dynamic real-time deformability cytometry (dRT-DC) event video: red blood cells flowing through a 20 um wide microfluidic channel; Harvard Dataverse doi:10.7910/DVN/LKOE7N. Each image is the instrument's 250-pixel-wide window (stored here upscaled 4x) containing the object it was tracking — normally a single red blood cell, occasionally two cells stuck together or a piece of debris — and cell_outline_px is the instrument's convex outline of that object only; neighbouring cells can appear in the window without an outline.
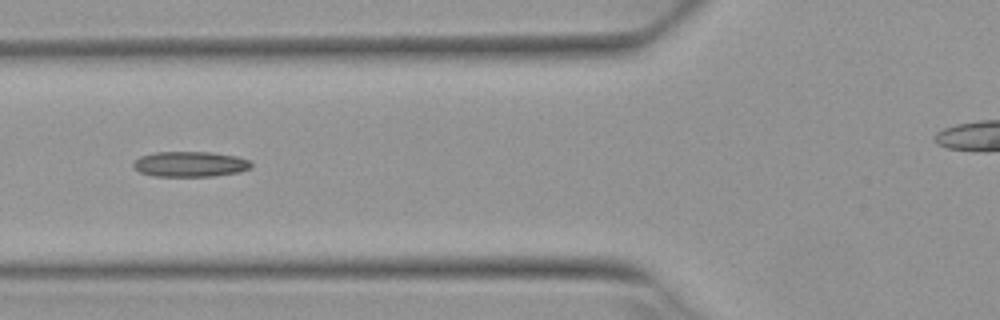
{"species": "Egyptian fruit bat (a non-hibernating species)", "species_latin": "Rousettus aegyptiacus", "temperature_condition": "warm", "stored_images_in_passage": 8, "camera_frame_rate_fps": 3000, "um_per_image_px": 0.085, "animal": {"sex": "female"}, "frame": {"image": 1, "passage_image": 5, "time_ms": 1.333, "image_size_px": [1000, 320], "cell_outline_px": [[252, 164], [248, 168], [240, 172], [212, 176], [152, 176], [140, 172], [132, 168], [132, 164], [140, 156], [156, 152], [212, 152], [236, 156], [252, 160]], "centroid_in_image_um": [16.15, 13.95], "position_along_channel_um": 109.6, "area_um2": 17.51}}
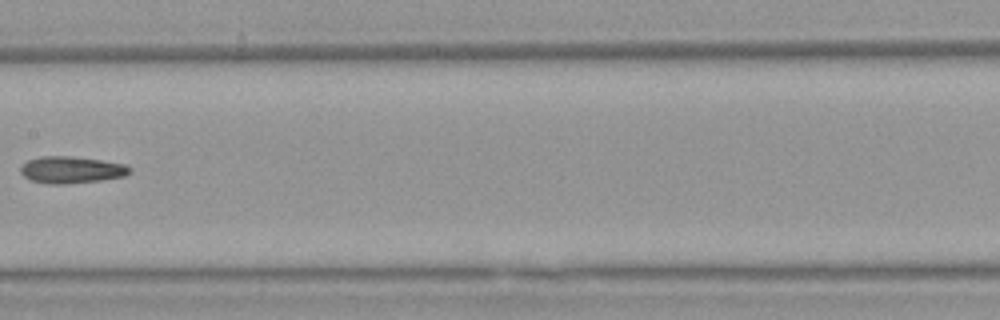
{"frame": {"image": 2, "passage_image": 7, "time_ms": 2.0, "image_size_px": [1000, 320], "cell_outline_px": [[132, 172], [124, 176], [100, 180], [64, 184], [48, 184], [32, 180], [24, 176], [20, 172], [20, 168], [28, 160], [40, 156], [72, 156], [100, 160], [124, 164], [132, 168]], "centroid_in_image_um": [6.08, 14.43], "position_along_channel_um": 201.3, "area_um2": 16.99}}
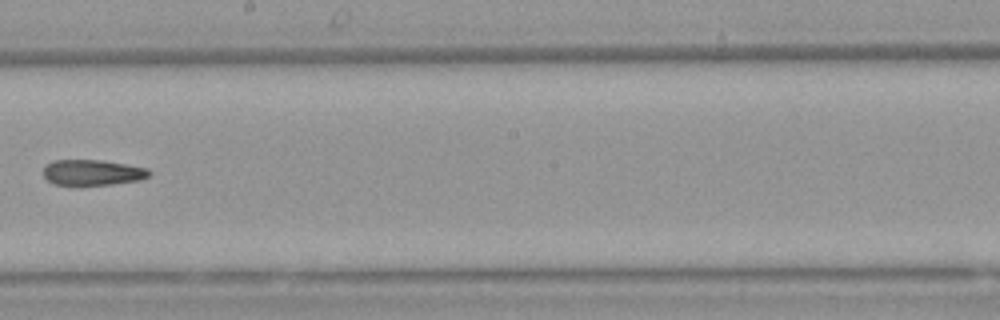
{"frame": {"image": 3, "passage_image": 8, "time_ms": 2.333, "image_size_px": [1000, 320], "cell_outline_px": [[152, 172], [148, 176], [140, 180], [112, 184], [56, 184], [48, 180], [44, 176], [44, 168], [52, 160], [100, 160], [148, 168]], "centroid_in_image_um": [7.89, 14.65], "position_along_channel_um": 240.3, "area_um2": 15.49}}